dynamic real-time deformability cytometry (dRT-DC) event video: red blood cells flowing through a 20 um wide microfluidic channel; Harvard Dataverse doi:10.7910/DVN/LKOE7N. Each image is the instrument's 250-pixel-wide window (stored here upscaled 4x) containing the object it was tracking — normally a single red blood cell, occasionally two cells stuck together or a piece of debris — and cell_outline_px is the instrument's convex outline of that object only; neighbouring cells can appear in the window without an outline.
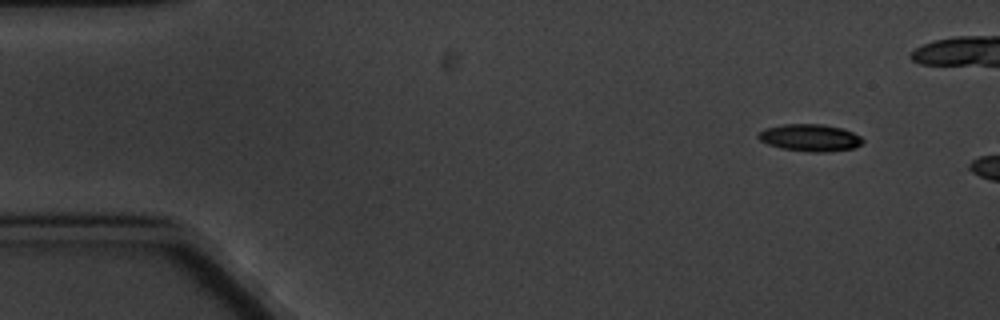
{"species": "common noctule bat (a hibernating species)", "species_latin": "Nyctalus noctula", "temperature_condition": "cold", "stored_images_in_passage": 3, "camera_frame_rate_fps": 3000, "um_per_image_px": 0.085, "animal": {"sex": "male", "body_mass_g": 20.1, "forearm_length_mm": 53.5}, "frame": {"image": 1, "passage_image": 1, "time_ms": 0.0, "image_size_px": [1000, 320], "cell_outline_px": [[864, 140], [856, 148], [828, 152], [808, 152], [780, 148], [768, 144], [760, 140], [756, 136], [764, 128], [784, 124], [820, 124], [840, 128], [852, 132], [860, 136]], "centroid_in_image_um": [68.84, 11.71], "position_along_channel_um": 16.2, "area_um2": 16.53}}